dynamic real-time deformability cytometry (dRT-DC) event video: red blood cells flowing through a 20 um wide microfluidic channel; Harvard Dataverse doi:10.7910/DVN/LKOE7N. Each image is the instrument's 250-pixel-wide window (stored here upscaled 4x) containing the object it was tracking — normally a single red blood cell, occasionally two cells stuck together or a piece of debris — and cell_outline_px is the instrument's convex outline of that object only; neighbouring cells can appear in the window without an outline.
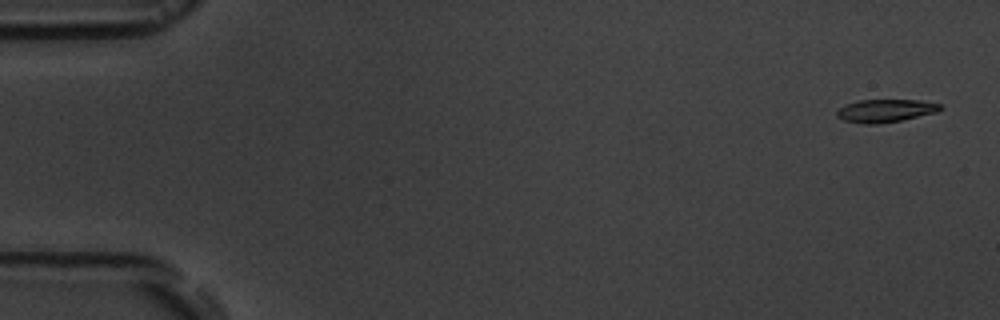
{"species": "common noctule bat (a hibernating species)", "species_latin": "Nyctalus noctula", "temperature_condition": "room temperature", "stored_images_in_passage": 5, "camera_frame_rate_fps": 3000, "um_per_image_px": 0.085, "animal": {"sex": "male", "body_mass_g": 19.5, "forearm_length_mm": 54.6}, "frame": {"image": 1, "passage_image": 1, "time_ms": 0.0, "image_size_px": [1000, 320], "cell_outline_px": [[940, 108], [936, 112], [900, 120], [876, 124], [864, 124], [844, 120], [836, 116], [836, 112], [840, 108], [848, 104], [860, 100], [920, 100], [940, 104]], "centroid_in_image_um": [75.23, 9.41], "position_along_channel_um": 9.8, "area_um2": 13.47}}